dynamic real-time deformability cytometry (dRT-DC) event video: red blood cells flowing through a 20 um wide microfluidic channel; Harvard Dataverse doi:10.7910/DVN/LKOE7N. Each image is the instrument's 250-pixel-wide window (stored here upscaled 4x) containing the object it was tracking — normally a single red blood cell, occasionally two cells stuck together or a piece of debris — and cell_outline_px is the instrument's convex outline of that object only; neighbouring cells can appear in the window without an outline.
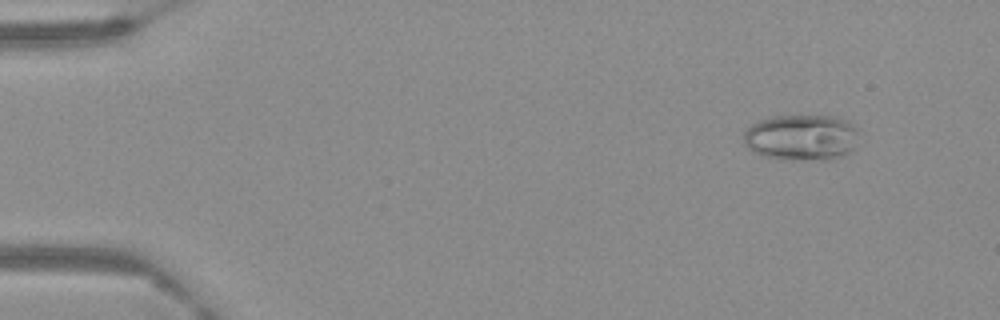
{"species": "Egyptian fruit bat (a non-hibernating species)", "species_latin": "Rousettus aegyptiacus", "temperature_condition": "warm", "stored_images_in_passage": 63, "camera_frame_rate_fps": 3000, "um_per_image_px": 0.085, "frame": {"image": 1, "passage_image": 6, "time_ms": 1.667, "image_size_px": [1000, 320], "cell_outline_px": [[856, 148], [840, 156], [828, 160], [780, 160], [760, 156], [752, 152], [744, 144], [744, 132], [752, 124], [760, 120], [772, 116], [832, 116], [848, 120], [856, 128]], "centroid_in_image_um": [68.09, 11.7], "position_along_channel_um": 16.9, "area_um2": 31.27}}
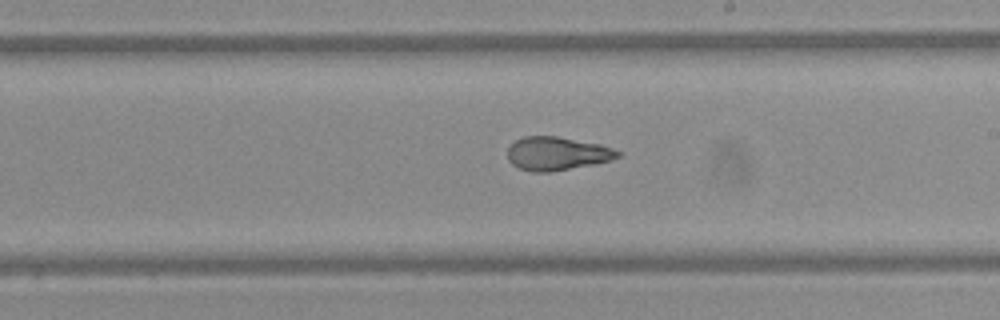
{"frame": {"image": 2, "passage_image": 37, "time_ms": 12.0, "image_size_px": [1000, 320], "cell_outline_px": [[624, 156], [612, 160], [596, 164], [548, 172], [532, 172], [520, 168], [512, 164], [508, 160], [508, 148], [516, 140], [524, 136], [556, 136], [600, 144], [624, 152]], "centroid_in_image_um": [47.41, 13.05], "position_along_channel_um": 241.6, "area_um2": 21.68}}
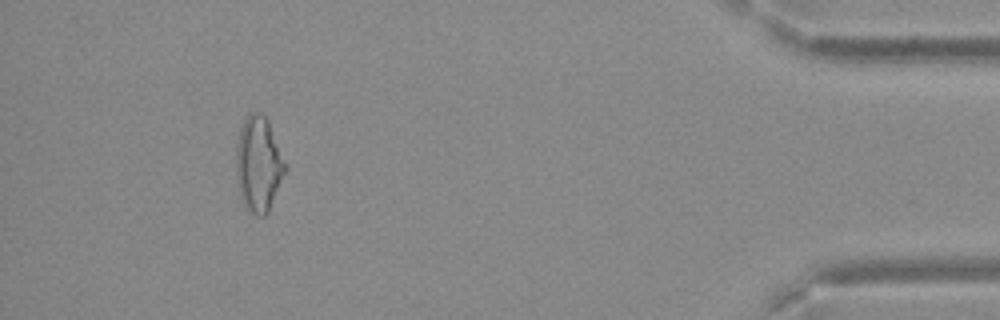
{"frame": {"image": 3, "passage_image": 58, "time_ms": 19.0, "image_size_px": [1000, 320], "cell_outline_px": [[288, 168], [268, 212], [264, 216], [256, 216], [248, 212], [240, 196], [236, 172], [236, 144], [240, 128], [244, 120], [252, 112], [260, 112], [268, 120]], "centroid_in_image_um": [21.98, 13.97], "position_along_channel_um": 413.2, "area_um2": 27.4}}